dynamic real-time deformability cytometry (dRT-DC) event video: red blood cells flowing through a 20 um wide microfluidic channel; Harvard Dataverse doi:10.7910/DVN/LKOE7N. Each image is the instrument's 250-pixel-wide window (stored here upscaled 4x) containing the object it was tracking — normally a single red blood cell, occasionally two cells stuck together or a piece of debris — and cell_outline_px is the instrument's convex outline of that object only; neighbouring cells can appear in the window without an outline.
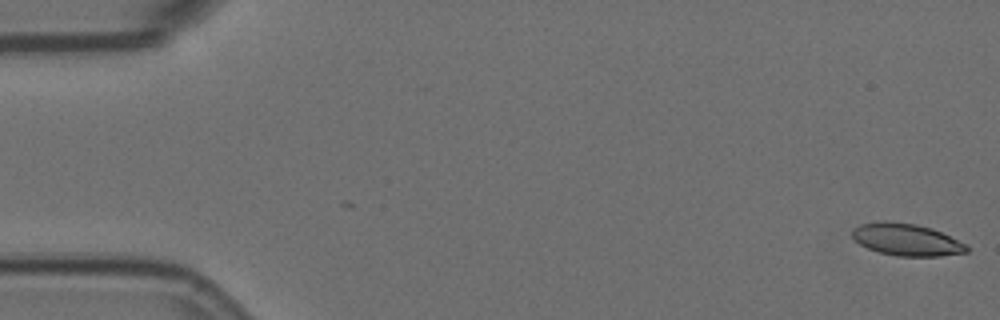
{"species": "Egyptian fruit bat (a non-hibernating species)", "species_latin": "Rousettus aegyptiacus", "temperature_condition": "room temperature", "stored_images_in_passage": 2, "camera_frame_rate_fps": 3000, "um_per_image_px": 0.085, "animal": {"sex": "female"}, "frame": {"image": 1, "passage_image": 2, "time_ms": 0.333, "image_size_px": [1000, 320], "cell_outline_px": [[968, 252], [940, 256], [896, 256], [880, 252], [868, 248], [860, 244], [852, 236], [852, 232], [860, 224], [916, 224], [932, 228], [968, 244]], "centroid_in_image_um": [77.16, 20.42], "position_along_channel_um": 7.8, "area_um2": 20.58}}